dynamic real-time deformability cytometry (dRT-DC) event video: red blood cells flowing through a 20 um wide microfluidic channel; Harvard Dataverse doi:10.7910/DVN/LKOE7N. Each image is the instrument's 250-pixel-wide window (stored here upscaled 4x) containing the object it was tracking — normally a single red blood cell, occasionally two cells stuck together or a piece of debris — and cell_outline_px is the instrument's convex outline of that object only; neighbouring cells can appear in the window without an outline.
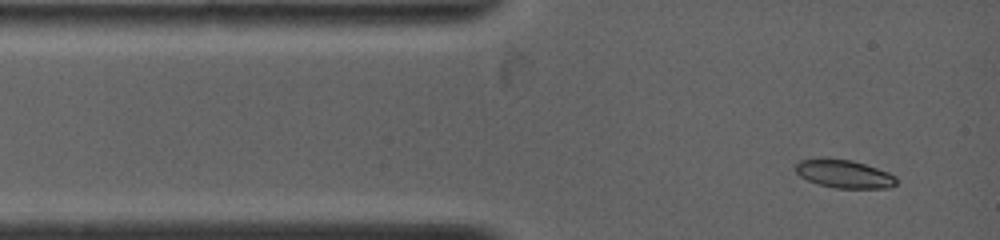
{"species": "common noctule bat (a hibernating species)", "species_latin": "Nyctalus noctula", "temperature_condition": "warm", "stored_images_in_passage": 3, "camera_frame_rate_fps": 4500, "um_per_image_px": 0.085, "animal": {"sex": "female", "body_mass_g": 19.0, "forearm_length_mm": 53.3}, "frame": {"image": 1, "passage_image": 1, "time_ms": 0.0, "image_size_px": [1000, 240], "cell_outline_px": [[896, 184], [888, 188], [836, 188], [816, 184], [800, 176], [796, 172], [796, 164], [800, 160], [852, 160], [888, 172], [896, 176]], "centroid_in_image_um": [71.78, 14.82], "position_along_channel_um": 13.2, "area_um2": 16.07}}
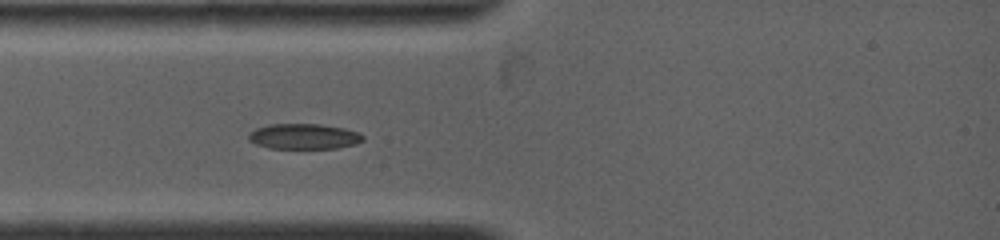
{"frame": {"image": 2, "passage_image": 3, "time_ms": 2.0, "image_size_px": [1000, 240], "cell_outline_px": [[364, 140], [356, 144], [336, 148], [268, 148], [256, 144], [248, 140], [248, 136], [256, 128], [268, 124], [320, 124], [344, 128], [360, 132], [364, 136]], "centroid_in_image_um": [25.86, 11.59], "position_along_channel_um": 59.1, "area_um2": 16.99}}